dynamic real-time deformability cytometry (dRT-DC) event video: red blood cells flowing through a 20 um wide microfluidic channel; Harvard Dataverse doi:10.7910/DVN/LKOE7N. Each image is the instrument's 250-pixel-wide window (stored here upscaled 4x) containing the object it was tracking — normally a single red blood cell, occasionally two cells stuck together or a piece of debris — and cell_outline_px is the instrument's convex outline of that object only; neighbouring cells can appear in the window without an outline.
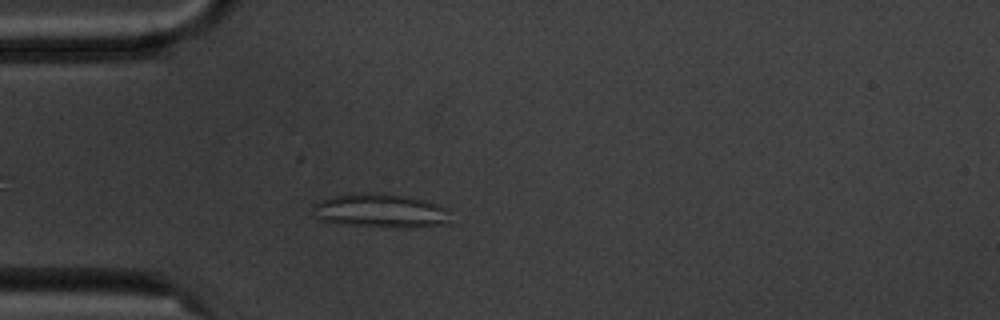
{"species": "common noctule bat (a hibernating species)", "species_latin": "Nyctalus noctula", "temperature_condition": "cold", "stored_images_in_passage": 4, "camera_frame_rate_fps": 3000, "um_per_image_px": 0.085, "animal": {"sex": "male", "body_mass_g": 20.1, "forearm_length_mm": 53.5}, "frame": {"image": 1, "passage_image": 4, "time_ms": 3.333, "image_size_px": [1000, 320], "cell_outline_px": [[452, 224], [404, 228], [340, 224], [316, 220], [312, 208], [312, 204], [328, 196], [352, 192], [372, 192], [404, 196], [424, 200], [448, 208]], "centroid_in_image_um": [32.3, 17.91], "position_along_channel_um": 52.7, "area_um2": 27.98}}